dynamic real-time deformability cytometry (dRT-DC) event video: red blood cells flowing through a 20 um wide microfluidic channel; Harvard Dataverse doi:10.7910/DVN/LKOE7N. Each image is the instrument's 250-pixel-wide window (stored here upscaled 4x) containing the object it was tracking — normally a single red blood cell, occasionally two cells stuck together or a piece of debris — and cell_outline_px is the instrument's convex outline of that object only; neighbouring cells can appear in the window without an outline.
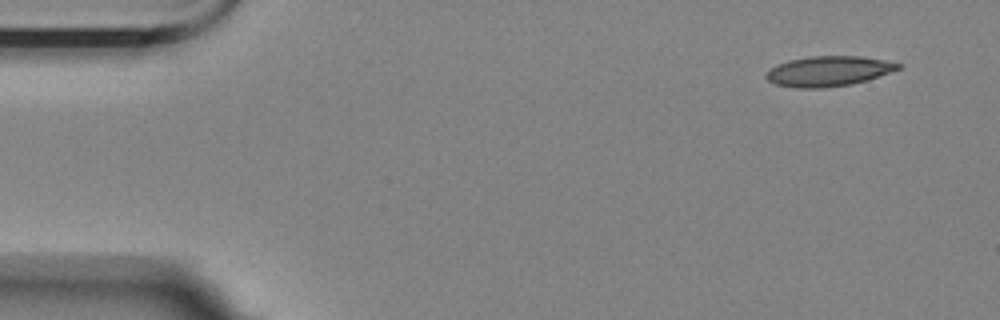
{"species": "Egyptian fruit bat (a non-hibernating species)", "species_latin": "Rousettus aegyptiacus", "temperature_condition": "room temperature", "stored_images_in_passage": 5, "camera_frame_rate_fps": 3000, "um_per_image_px": 0.085, "animal": {"sex": "female"}, "frame": {"image": 1, "passage_image": 1, "time_ms": 0.0, "image_size_px": [1000, 320], "cell_outline_px": [[904, 68], [868, 80], [852, 84], [824, 88], [796, 88], [776, 84], [768, 80], [768, 72], [776, 64], [788, 60], [812, 56], [860, 56], [884, 60], [904, 64]], "centroid_in_image_um": [70.51, 6.05], "position_along_channel_um": 14.5, "area_um2": 23.29}}
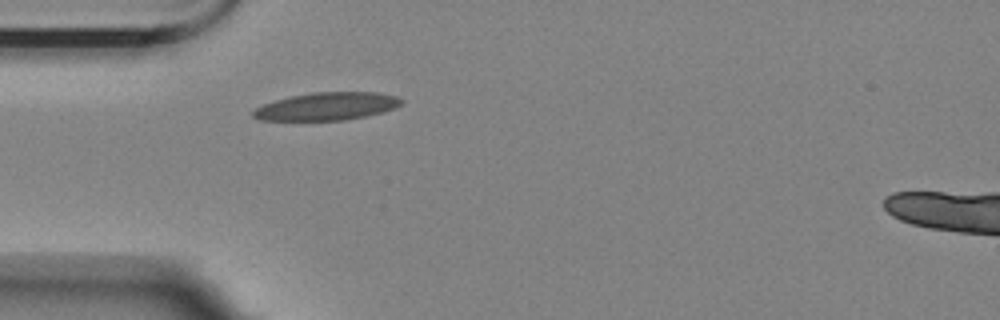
{"frame": {"image": 2, "passage_image": 5, "time_ms": 4.333, "image_size_px": [1000, 320], "cell_outline_px": [[404, 100], [396, 108], [384, 112], [344, 120], [260, 120], [252, 116], [252, 112], [256, 108], [264, 104], [276, 100], [292, 96], [312, 92], [380, 92], [396, 96]], "centroid_in_image_um": [27.82, 9.03], "position_along_channel_um": 57.2, "area_um2": 23.93}}